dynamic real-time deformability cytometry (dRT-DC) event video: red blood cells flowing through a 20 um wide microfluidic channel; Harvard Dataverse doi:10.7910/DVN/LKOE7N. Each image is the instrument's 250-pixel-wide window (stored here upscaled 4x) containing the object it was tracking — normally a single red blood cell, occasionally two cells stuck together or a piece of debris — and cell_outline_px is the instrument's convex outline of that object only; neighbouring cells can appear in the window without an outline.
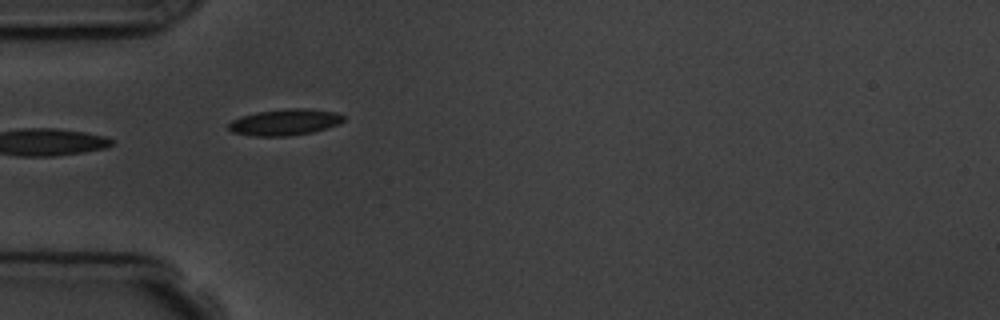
{"species": "common noctule bat (a hibernating species)", "species_latin": "Nyctalus noctula", "temperature_condition": "room temperature", "stored_images_in_passage": 5, "camera_frame_rate_fps": 3000, "um_per_image_px": 0.085, "animal": {"sex": "male", "body_mass_g": 19.5, "forearm_length_mm": 54.6}, "frame": {"image": 1, "passage_image": 5, "time_ms": 5.333, "image_size_px": [1000, 320], "cell_outline_px": [[344, 120], [340, 124], [312, 132], [288, 136], [252, 136], [232, 132], [228, 128], [228, 124], [232, 120], [240, 116], [256, 112], [292, 108], [308, 108], [336, 112], [344, 116]], "centroid_in_image_um": [24.21, 10.38], "position_along_channel_um": 60.8, "area_um2": 17.69}}